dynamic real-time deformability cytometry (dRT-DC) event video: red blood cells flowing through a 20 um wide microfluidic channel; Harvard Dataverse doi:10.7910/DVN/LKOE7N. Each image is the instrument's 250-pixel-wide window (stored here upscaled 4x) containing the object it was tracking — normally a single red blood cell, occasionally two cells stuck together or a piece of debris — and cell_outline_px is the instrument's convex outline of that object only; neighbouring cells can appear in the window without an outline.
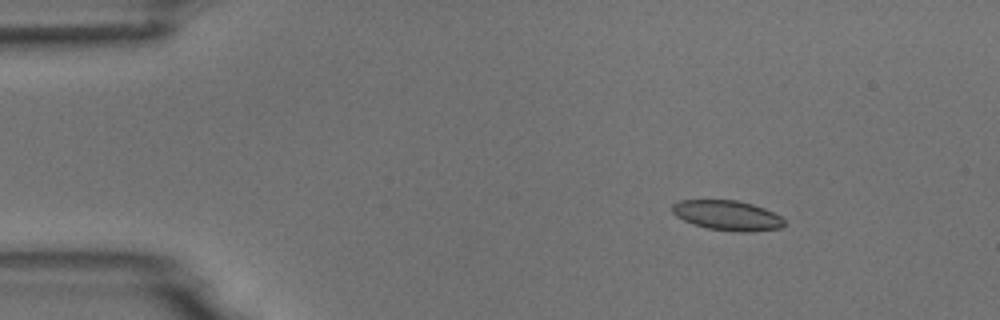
{"species": "common noctule bat (a hibernating species)", "species_latin": "Nyctalus noctula", "temperature_condition": "room temperature", "stored_images_in_passage": 6, "camera_frame_rate_fps": 3000, "um_per_image_px": 0.085, "animal": {"sex": "male", "body_mass_g": 18.8}, "frame": {"image": 1, "passage_image": 3, "time_ms": 2.333, "image_size_px": [1000, 320], "cell_outline_px": [[784, 224], [780, 228], [744, 232], [740, 232], [708, 228], [692, 224], [676, 216], [672, 212], [672, 204], [680, 200], [736, 200], [752, 204], [764, 208], [780, 216], [784, 220]], "centroid_in_image_um": [61.79, 18.3], "position_along_channel_um": 23.2, "area_um2": 19.36}}